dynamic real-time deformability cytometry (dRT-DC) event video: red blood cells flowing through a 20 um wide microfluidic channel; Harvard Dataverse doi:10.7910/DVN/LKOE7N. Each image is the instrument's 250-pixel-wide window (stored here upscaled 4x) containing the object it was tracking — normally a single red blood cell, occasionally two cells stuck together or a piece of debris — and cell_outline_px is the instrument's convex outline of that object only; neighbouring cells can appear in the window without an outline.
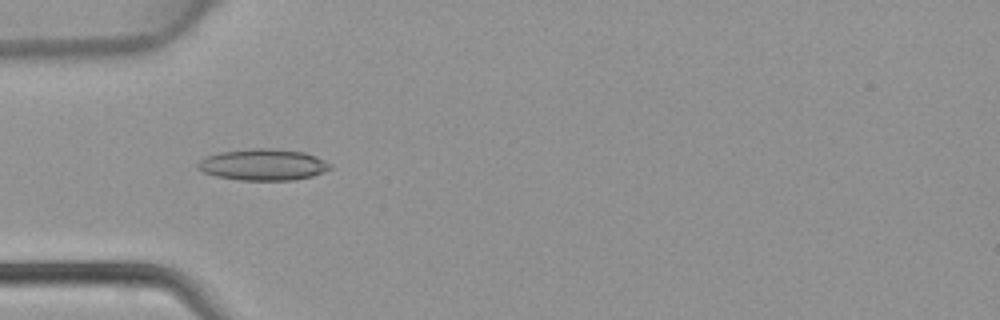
{"species": "common noctule bat (a hibernating species)", "species_latin": "Nyctalus noctula", "temperature_condition": "warm", "stored_images_in_passage": 4, "camera_frame_rate_fps": 3000, "um_per_image_px": 0.085, "animal": {"sex": "female", "body_mass_g": 22.7, "forearm_length_mm": 54.2}, "frame": {"image": 1, "passage_image": 4, "time_ms": 1.0, "image_size_px": [1000, 320], "cell_outline_px": [[332, 168], [324, 172], [312, 176], [292, 180], [240, 180], [216, 176], [204, 172], [196, 168], [196, 164], [200, 160], [208, 156], [220, 152], [252, 148], [268, 148], [304, 152], [316, 156], [332, 164]], "centroid_in_image_um": [22.38, 14.0], "position_along_channel_um": 62.6, "area_um2": 24.22}}